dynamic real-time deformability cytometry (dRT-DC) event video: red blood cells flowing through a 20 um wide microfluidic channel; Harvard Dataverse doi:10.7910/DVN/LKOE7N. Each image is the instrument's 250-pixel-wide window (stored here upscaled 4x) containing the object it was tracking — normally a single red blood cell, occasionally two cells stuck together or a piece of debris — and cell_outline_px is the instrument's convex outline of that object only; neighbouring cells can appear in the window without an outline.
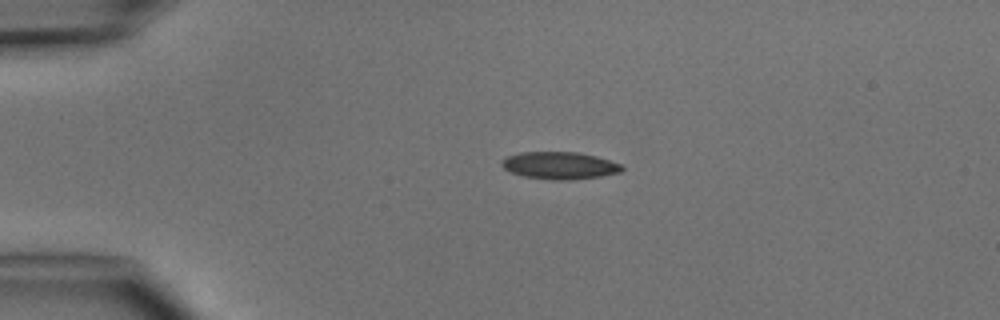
{"species": "common noctule bat (a hibernating species)", "species_latin": "Nyctalus noctula", "temperature_condition": "cold", "stored_images_in_passage": 2, "camera_frame_rate_fps": 3000, "um_per_image_px": 0.085, "animal": {"sex": "male", "body_mass_g": 15.6}, "frame": {"image": 1, "passage_image": 1, "time_ms": 0.0, "image_size_px": [1000, 320], "cell_outline_px": [[624, 168], [620, 172], [600, 176], [568, 180], [552, 180], [524, 176], [512, 172], [504, 168], [500, 164], [500, 160], [508, 156], [520, 152], [576, 152], [596, 156], [620, 164]], "centroid_in_image_um": [47.54, 14.06], "position_along_channel_um": 37.5, "area_um2": 18.96}}